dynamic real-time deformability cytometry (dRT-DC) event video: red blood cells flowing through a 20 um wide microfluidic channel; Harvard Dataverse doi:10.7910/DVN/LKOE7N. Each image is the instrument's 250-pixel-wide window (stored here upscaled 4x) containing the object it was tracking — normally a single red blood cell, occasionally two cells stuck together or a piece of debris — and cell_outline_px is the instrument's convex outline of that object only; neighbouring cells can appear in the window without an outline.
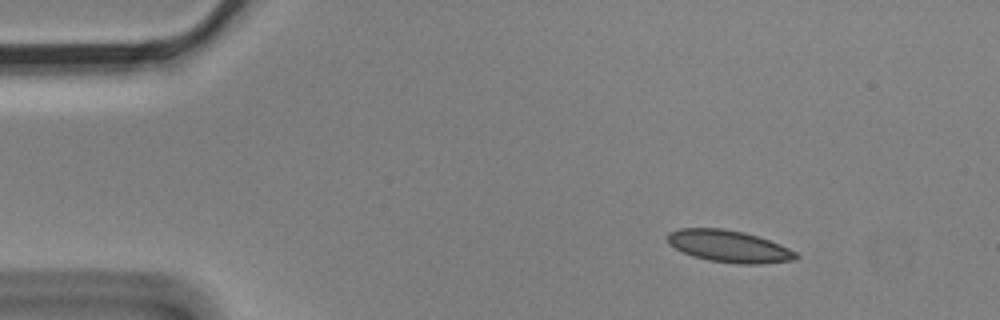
{"species": "Egyptian fruit bat (a non-hibernating species)", "species_latin": "Rousettus aegyptiacus", "temperature_condition": "cold", "stored_images_in_passage": 4, "camera_frame_rate_fps": 3000, "um_per_image_px": 0.085, "animal": {"sex": "male"}, "frame": {"image": 1, "passage_image": 2, "time_ms": 0.333, "image_size_px": [1000, 320], "cell_outline_px": [[800, 256], [796, 260], [760, 264], [740, 264], [708, 260], [692, 256], [668, 244], [668, 232], [680, 228], [724, 228], [744, 232], [780, 244], [796, 252]], "centroid_in_image_um": [61.97, 20.93], "position_along_channel_um": 23.0, "area_um2": 23.93}}